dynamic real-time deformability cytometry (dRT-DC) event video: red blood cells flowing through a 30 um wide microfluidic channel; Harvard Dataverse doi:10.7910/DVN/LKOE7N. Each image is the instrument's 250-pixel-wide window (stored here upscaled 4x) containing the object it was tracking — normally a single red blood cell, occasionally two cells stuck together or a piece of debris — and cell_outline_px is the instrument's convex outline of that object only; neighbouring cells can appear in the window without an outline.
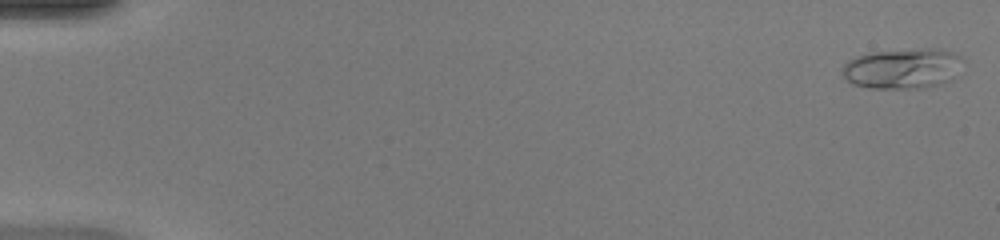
{"species": "common noctule bat (a hibernating species)", "species_latin": "Nyctalus noctula", "temperature_condition": "warm", "stored_images_in_passage": 41, "camera_frame_rate_fps": 3000, "um_per_image_px": 0.085, "animal": {"sex": "female", "body_mass_g": 20.0, "forearm_length_mm": 54.0}, "frame": {"image": 1, "passage_image": 1, "time_ms": 0.0, "image_size_px": [1000, 240], "cell_outline_px": [[964, 60], [952, 76], [948, 80], [940, 84], [928, 88], [872, 88], [852, 84], [844, 76], [844, 64], [848, 60], [856, 56], [868, 52], [920, 48], [940, 48], [952, 52], [960, 56]], "centroid_in_image_um": [76.72, 5.8], "position_along_channel_um": 8.3, "area_um2": 28.32}}
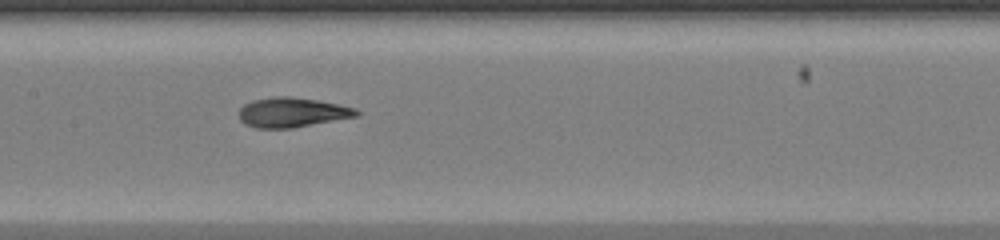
{"frame": {"image": 2, "passage_image": 25, "time_ms": 8.0, "image_size_px": [1000, 240], "cell_outline_px": [[360, 116], [292, 128], [256, 128], [244, 124], [240, 120], [240, 108], [244, 104], [252, 100], [276, 96], [292, 96], [316, 100], [356, 108], [360, 112]], "centroid_in_image_um": [24.84, 9.55], "position_along_channel_um": 182.6, "area_um2": 20.4}}
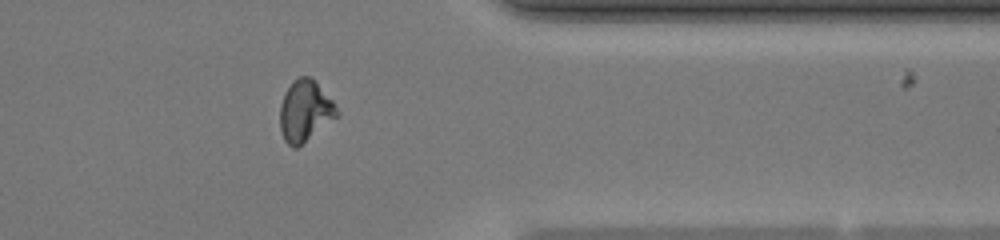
{"frame": {"image": 3, "passage_image": 40, "time_ms": 13.0, "image_size_px": [1000, 240], "cell_outline_px": [[340, 112], [336, 116], [296, 148], [292, 148], [284, 140], [280, 128], [280, 104], [284, 92], [292, 80], [300, 76], [312, 76], [332, 100]], "centroid_in_image_um": [25.89, 9.38], "position_along_channel_um": 385.5, "area_um2": 20.17}}